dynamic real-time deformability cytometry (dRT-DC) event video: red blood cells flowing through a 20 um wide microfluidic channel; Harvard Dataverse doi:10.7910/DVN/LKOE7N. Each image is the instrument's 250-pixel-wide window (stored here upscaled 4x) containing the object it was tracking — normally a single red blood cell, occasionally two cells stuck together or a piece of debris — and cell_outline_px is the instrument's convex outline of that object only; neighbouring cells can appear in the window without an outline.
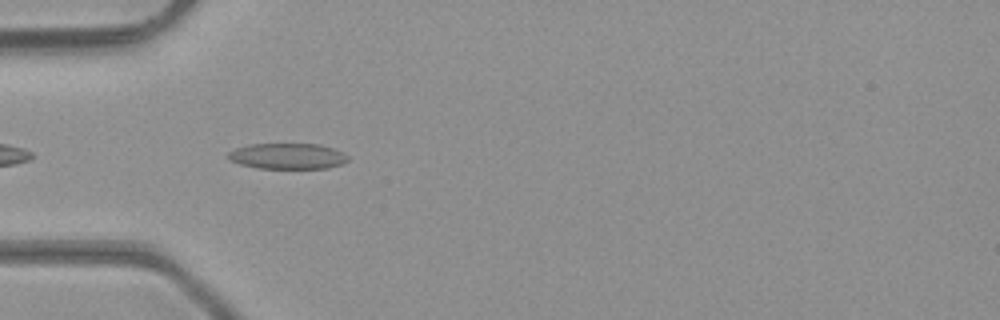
{"species": "common noctule bat (a hibernating species)", "species_latin": "Nyctalus noctula", "temperature_condition": "room temperature", "stored_images_in_passage": 6, "camera_frame_rate_fps": 3000, "um_per_image_px": 0.085, "animal": {"sex": "male", "body_mass_g": 23.1, "forearm_length_mm": 52.7}, "frame": {"image": 1, "passage_image": 3, "time_ms": 0.667, "image_size_px": [1000, 320], "cell_outline_px": [[348, 160], [340, 164], [328, 168], [260, 168], [240, 164], [228, 160], [228, 152], [236, 148], [248, 144], [320, 144], [344, 152], [348, 156]], "centroid_in_image_um": [24.43, 13.26], "position_along_channel_um": 60.6, "area_um2": 17.98}}
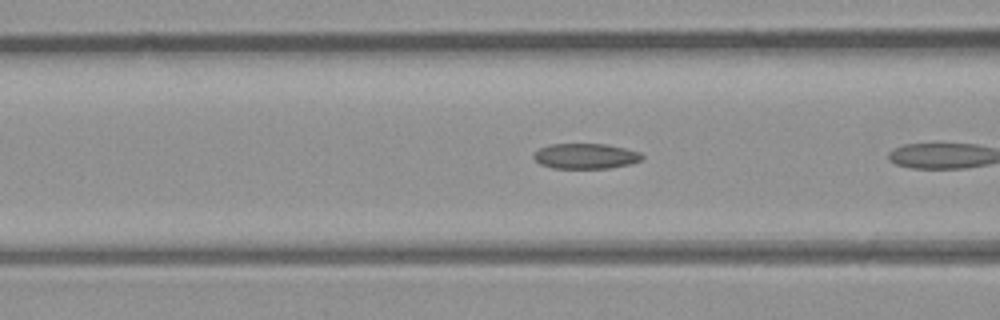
{"frame": {"image": 2, "passage_image": 5, "time_ms": 1.333, "image_size_px": [1000, 320], "cell_outline_px": [[644, 156], [640, 160], [632, 164], [608, 168], [552, 168], [540, 164], [532, 156], [540, 148], [548, 144], [604, 144], [624, 148], [640, 152]], "centroid_in_image_um": [49.77, 13.27], "position_along_channel_um": 116.8, "area_um2": 15.95}}